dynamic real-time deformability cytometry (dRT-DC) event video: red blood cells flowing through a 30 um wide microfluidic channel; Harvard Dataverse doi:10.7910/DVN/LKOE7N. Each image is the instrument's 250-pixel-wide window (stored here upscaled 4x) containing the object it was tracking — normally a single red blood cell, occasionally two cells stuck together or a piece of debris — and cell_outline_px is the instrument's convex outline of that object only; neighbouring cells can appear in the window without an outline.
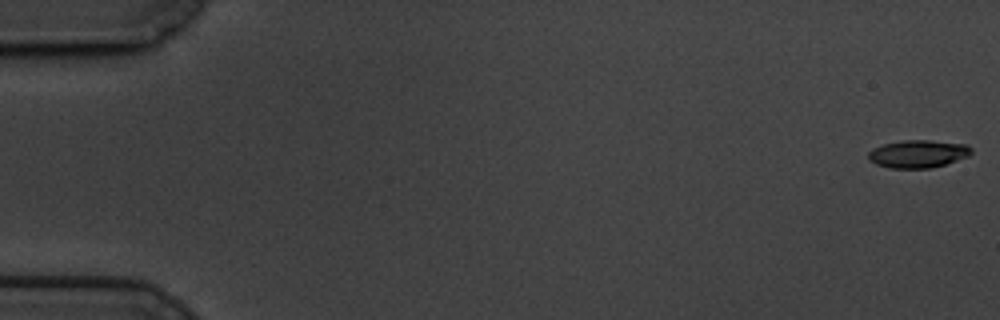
{"species": "common noctule bat (a hibernating species)", "species_latin": "Nyctalus noctula", "temperature_condition": "cold", "stored_images_in_passage": 60, "camera_frame_rate_fps": 3000, "um_per_image_px": 0.085, "animal": {"sex": "male", "body_mass_g": 19.5, "forearm_length_mm": 54.6}, "frame": {"image": 1, "passage_image": 1, "time_ms": 0.0, "image_size_px": [1000, 320], "cell_outline_px": [[972, 152], [968, 156], [932, 168], [888, 168], [876, 164], [868, 160], [868, 152], [872, 148], [884, 144], [904, 140], [928, 140], [968, 144], [972, 148]], "centroid_in_image_um": [78.02, 13.07], "position_along_channel_um": 7.0, "area_um2": 16.7}}
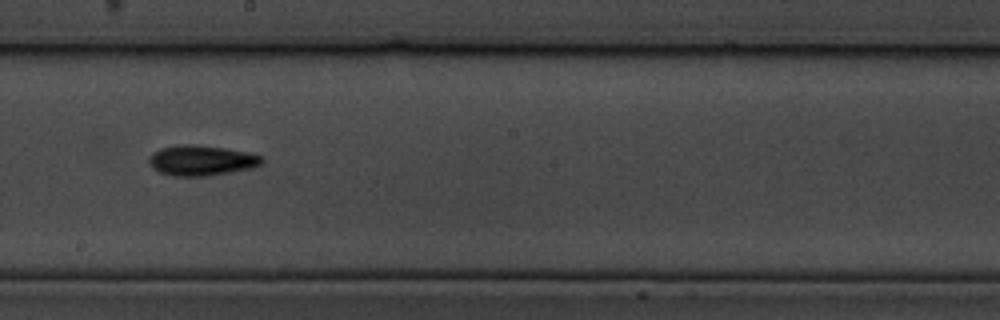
{"frame": {"image": 2, "passage_image": 34, "time_ms": 11.0, "image_size_px": [1000, 320], "cell_outline_px": [[264, 164], [252, 168], [208, 176], [172, 176], [160, 172], [152, 168], [148, 160], [152, 152], [160, 148], [180, 144], [192, 144], [224, 148], [244, 152], [260, 156], [264, 160]], "centroid_in_image_um": [17.09, 13.64], "position_along_channel_um": 231.1, "area_um2": 19.94}}
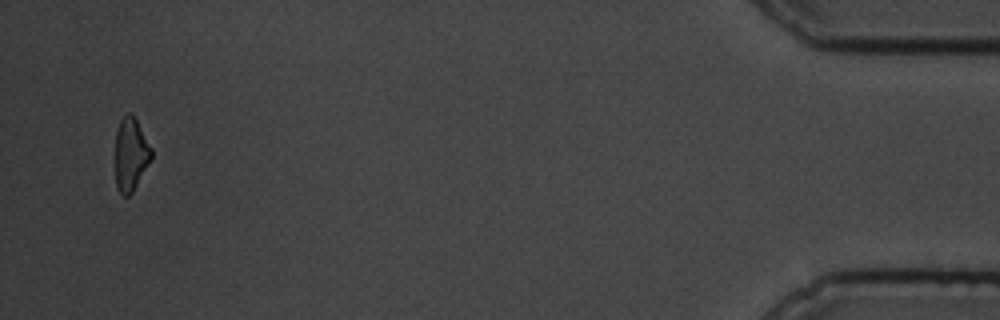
{"frame": {"image": 3, "passage_image": 58, "time_ms": 19.0, "image_size_px": [1000, 320], "cell_outline_px": [[152, 160], [132, 192], [128, 196], [124, 196], [116, 188], [116, 132], [120, 120], [128, 112], [132, 112], [152, 148]], "centroid_in_image_um": [11.13, 13.11], "position_along_channel_um": 424.1, "area_um2": 15.43}, "authors_computed_cell_mechanics": {"area_um2": 17.34, "velocity_mm_per_s": 3.4038, "shape_relaxation_time_tau1_ms": 2.5719, "shape_relaxation_time_tau2_ms": null, "deformation_change_tau1": 0.1037, "deformation_change_tau2": null}}